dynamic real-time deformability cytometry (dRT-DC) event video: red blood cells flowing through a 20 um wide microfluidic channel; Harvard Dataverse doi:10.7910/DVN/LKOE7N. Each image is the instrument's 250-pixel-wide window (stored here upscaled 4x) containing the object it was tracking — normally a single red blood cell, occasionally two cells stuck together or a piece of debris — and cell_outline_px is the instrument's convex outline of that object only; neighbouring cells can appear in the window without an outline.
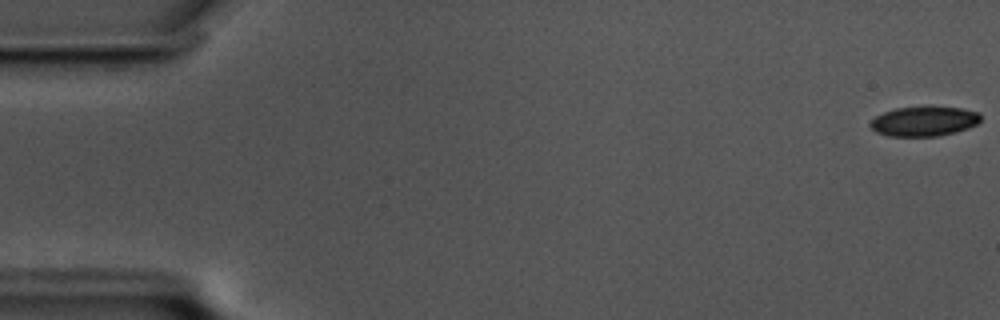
{"species": "common noctule bat (a hibernating species)", "species_latin": "Nyctalus noctula", "temperature_condition": "cold", "stored_images_in_passage": 59, "camera_frame_rate_fps": 3000, "um_per_image_px": 0.085, "animal": {"sex": "male", "body_mass_g": 17.5, "forearm_length_mm": 52.3}, "frame": {"image": 1, "passage_image": 1, "time_ms": 0.0, "image_size_px": [1000, 320], "cell_outline_px": [[980, 120], [976, 124], [968, 128], [956, 132], [940, 136], [888, 136], [876, 132], [868, 124], [876, 116], [884, 112], [896, 108], [924, 104], [928, 104], [960, 108], [980, 112]], "centroid_in_image_um": [78.55, 10.27], "position_along_channel_um": 6.4, "area_um2": 19.77}}
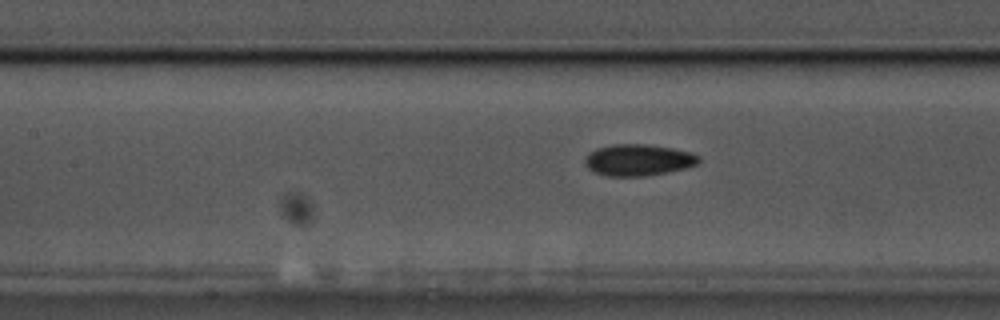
{"frame": {"image": 2, "passage_image": 26, "time_ms": 8.333, "image_size_px": [1000, 320], "cell_outline_px": [[700, 160], [696, 164], [684, 168], [664, 172], [640, 176], [608, 176], [596, 172], [588, 168], [584, 160], [588, 152], [596, 148], [612, 144], [644, 144], [672, 148], [692, 152], [700, 156]], "centroid_in_image_um": [54.23, 13.58], "position_along_channel_um": 153.2, "area_um2": 20.69}}
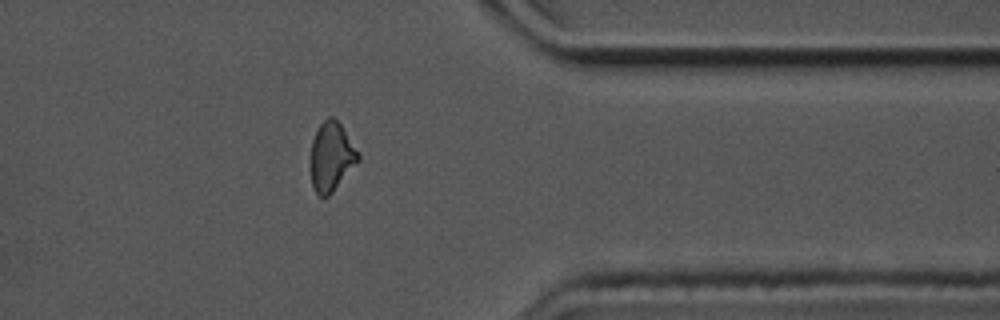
{"frame": {"image": 3, "passage_image": 47, "time_ms": 15.333, "image_size_px": [1000, 320], "cell_outline_px": [[360, 160], [332, 192], [328, 196], [320, 196], [316, 192], [312, 184], [312, 140], [320, 124], [328, 116], [332, 116], [340, 124], [360, 152]], "centroid_in_image_um": [28.21, 13.3], "position_along_channel_um": 383.2, "area_um2": 18.79}, "authors_computed_cell_mechanics": {"area_um2": 19.9988, "velocity_mm_per_s": 3.4639, "shape_relaxation_time_tau1_ms": 6.6812, "shape_relaxation_time_tau2_ms": 3.5911, "deformation_change_tau1": 0.1221, "deformation_change_tau2": 0.0914}}